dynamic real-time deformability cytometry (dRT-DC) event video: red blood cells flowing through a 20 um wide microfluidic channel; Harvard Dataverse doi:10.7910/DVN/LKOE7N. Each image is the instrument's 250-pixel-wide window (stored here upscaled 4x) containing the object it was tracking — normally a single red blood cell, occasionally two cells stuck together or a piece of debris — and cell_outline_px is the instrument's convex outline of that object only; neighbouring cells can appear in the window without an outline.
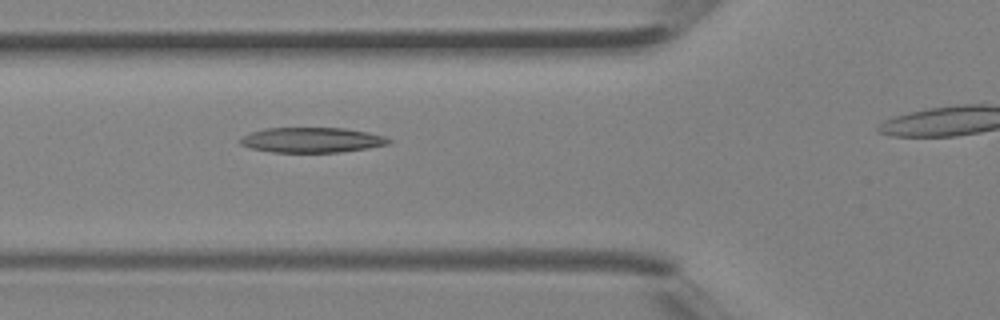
{"species": "Egyptian fruit bat (a non-hibernating species)", "species_latin": "Rousettus aegyptiacus", "temperature_condition": "room temperature", "stored_images_in_passage": 5, "camera_frame_rate_fps": 3000, "um_per_image_px": 0.085, "animal": {"sex": "female"}, "frame": {"image": 1, "passage_image": 4, "time_ms": 1.0, "image_size_px": [1000, 320], "cell_outline_px": [[392, 140], [388, 144], [368, 148], [340, 152], [272, 152], [252, 148], [240, 144], [240, 140], [244, 136], [252, 132], [264, 128], [344, 128], [368, 132], [384, 136]], "centroid_in_image_um": [26.53, 11.9], "position_along_channel_um": 99.3, "area_um2": 21.56}}